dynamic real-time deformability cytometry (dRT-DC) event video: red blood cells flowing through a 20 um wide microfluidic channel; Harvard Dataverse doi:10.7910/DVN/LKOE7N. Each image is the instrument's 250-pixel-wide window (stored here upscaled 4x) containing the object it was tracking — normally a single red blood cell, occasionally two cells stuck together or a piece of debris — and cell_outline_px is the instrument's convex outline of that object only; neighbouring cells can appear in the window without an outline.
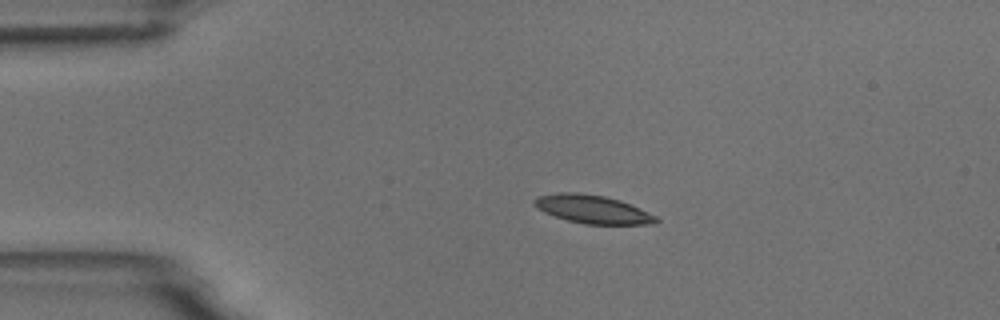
{"species": "common noctule bat (a hibernating species)", "species_latin": "Nyctalus noctula", "temperature_condition": "room temperature", "stored_images_in_passage": 5, "camera_frame_rate_fps": 3000, "um_per_image_px": 0.085, "animal": {"sex": "male", "body_mass_g": 18.8}, "frame": {"image": 1, "passage_image": 1, "time_ms": 0.0, "image_size_px": [1000, 320], "cell_outline_px": [[660, 220], [656, 224], [584, 224], [568, 220], [544, 212], [536, 208], [532, 204], [532, 200], [536, 196], [560, 192], [576, 192], [604, 196], [620, 200], [640, 208], [656, 216]], "centroid_in_image_um": [50.35, 17.78], "position_along_channel_um": 34.7, "area_um2": 20.17}}
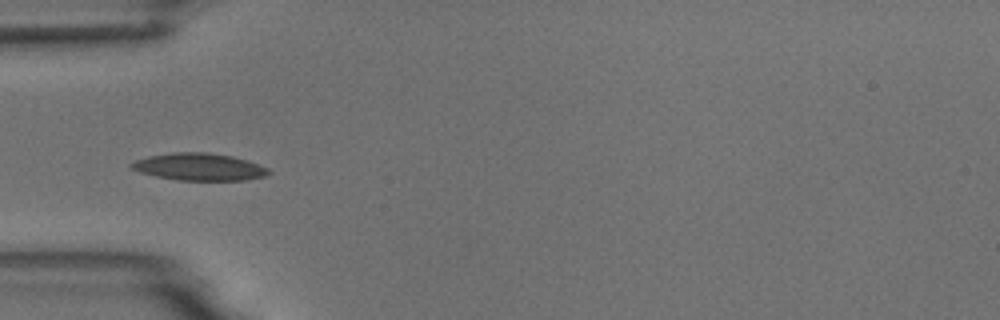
{"frame": {"image": 2, "passage_image": 3, "time_ms": 2.0, "image_size_px": [1000, 320], "cell_outline_px": [[272, 172], [264, 176], [244, 180], [176, 180], [156, 176], [140, 172], [132, 168], [128, 164], [136, 160], [148, 156], [172, 152], [208, 152], [232, 156], [248, 160], [268, 168]], "centroid_in_image_um": [16.93, 14.17], "position_along_channel_um": 68.1, "area_um2": 21.79}}